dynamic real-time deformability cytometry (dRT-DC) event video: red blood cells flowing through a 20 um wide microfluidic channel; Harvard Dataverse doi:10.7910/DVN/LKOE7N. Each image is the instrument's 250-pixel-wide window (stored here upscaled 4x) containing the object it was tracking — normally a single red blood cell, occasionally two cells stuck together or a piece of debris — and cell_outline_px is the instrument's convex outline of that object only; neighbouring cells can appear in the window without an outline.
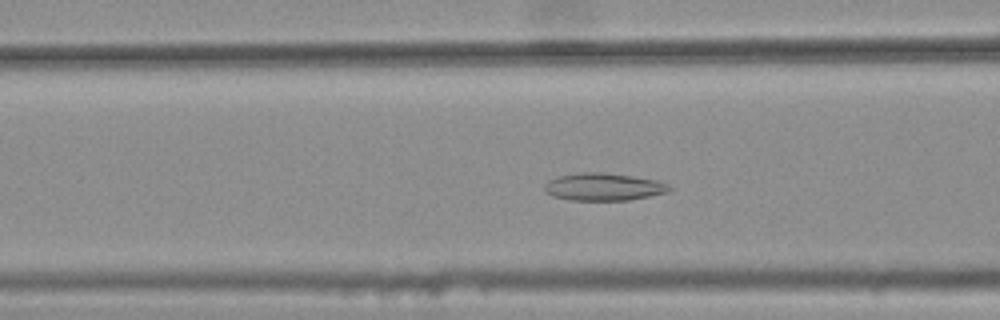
{"species": "common noctule bat (a hibernating species)", "species_latin": "Nyctalus noctula", "temperature_condition": "warm", "stored_images_in_passage": 41, "camera_frame_rate_fps": 3000, "um_per_image_px": 0.085, "animal": {"sex": "female", "body_mass_g": 25.1}, "frame": {"image": 1, "passage_image": 18, "time_ms": 5.667, "image_size_px": [1000, 320], "cell_outline_px": [[672, 188], [668, 192], [628, 200], [568, 200], [552, 196], [544, 192], [544, 184], [548, 180], [560, 176], [576, 172], [604, 172], [632, 176], [656, 180], [668, 184]], "centroid_in_image_um": [51.26, 15.88], "position_along_channel_um": 115.3, "area_um2": 20.11}}
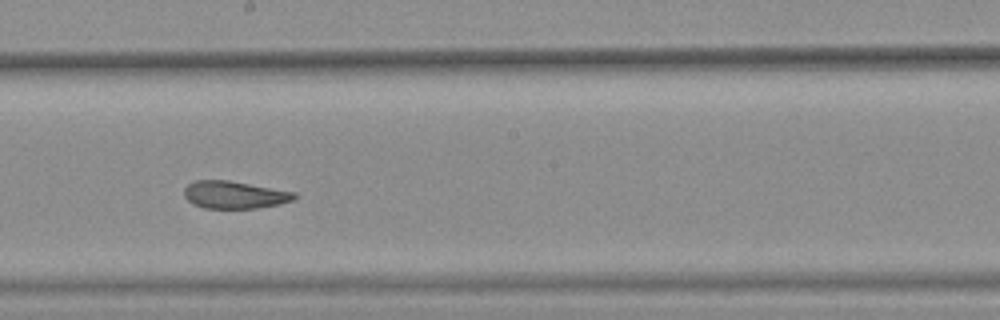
{"frame": {"image": 2, "passage_image": 27, "time_ms": 8.667, "image_size_px": [1000, 320], "cell_outline_px": [[296, 196], [292, 200], [280, 204], [256, 208], [204, 208], [192, 204], [184, 196], [184, 188], [188, 184], [196, 180], [228, 180], [296, 192]], "centroid_in_image_um": [19.91, 16.56], "position_along_channel_um": 228.3, "area_um2": 17.63}}
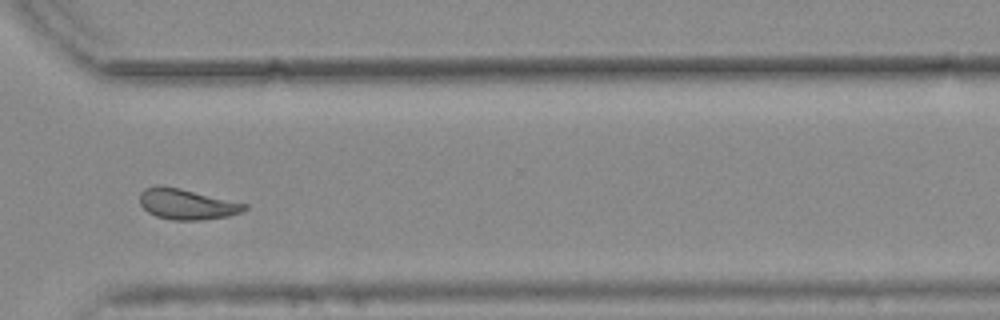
{"frame": {"image": 3, "passage_image": 37, "time_ms": 12.0, "image_size_px": [1000, 320], "cell_outline_px": [[248, 208], [240, 212], [228, 216], [200, 220], [172, 220], [156, 216], [148, 212], [140, 204], [140, 192], [144, 188], [180, 188], [248, 204]], "centroid_in_image_um": [15.92, 17.38], "position_along_channel_um": 354.7, "area_um2": 18.21}, "authors_computed_cell_mechanics": {"area_um2": 19.2474, "velocity_mm_per_s": 3.7741, "shape_relaxation_time_tau1_ms": null, "shape_relaxation_time_tau2_ms": 2.3384, "deformation_change_tau1": null, "deformation_change_tau2": 0.0923}}